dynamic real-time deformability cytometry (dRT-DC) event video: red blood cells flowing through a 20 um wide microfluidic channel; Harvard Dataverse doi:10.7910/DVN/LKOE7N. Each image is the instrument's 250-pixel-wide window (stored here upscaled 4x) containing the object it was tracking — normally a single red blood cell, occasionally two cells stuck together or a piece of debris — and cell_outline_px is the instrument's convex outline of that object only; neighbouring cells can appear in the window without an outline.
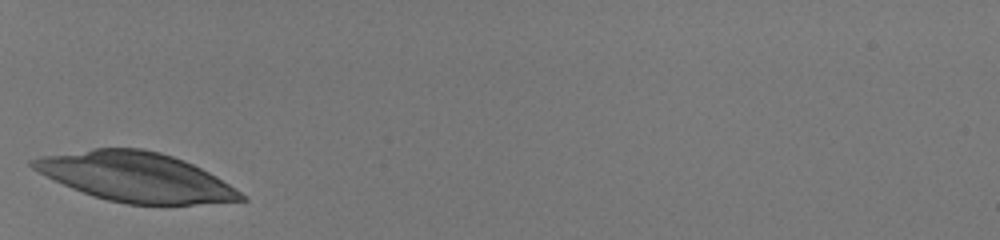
{"species": "human", "species_latin": "Homo sapiens", "temperature_condition": "room temperature", "stored_images_in_passage": 27, "camera_frame_rate_fps": 3000, "um_per_image_px": 0.085, "donor": {"sex": "male"}, "frame": {"image": 1, "passage_image": 1, "time_ms": 0.0, "image_size_px": [1000, 240], "cell_outline_px": [[248, 200], [192, 204], [128, 204], [108, 200], [92, 196], [72, 188], [32, 168], [28, 164], [28, 160], [44, 156], [96, 148], [140, 148], [160, 152], [184, 160], [216, 176], [248, 196]], "centroid_in_image_um": [11.57, 15.04], "position_along_channel_um": 73.4, "area_um2": 59.13}}
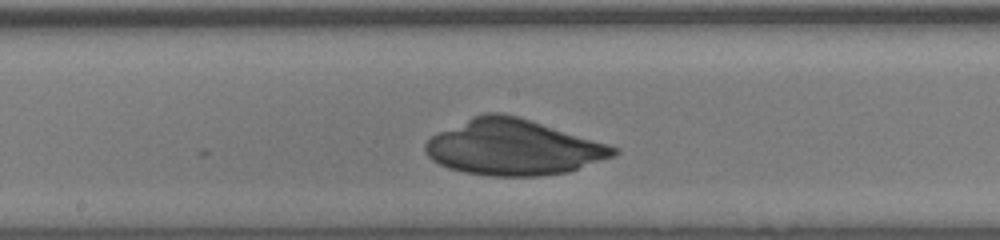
{"frame": {"image": 2, "passage_image": 12, "time_ms": 3.667, "image_size_px": [1000, 240], "cell_outline_px": [[620, 152], [612, 156], [568, 172], [540, 176], [488, 176], [464, 172], [448, 168], [432, 160], [424, 152], [424, 144], [432, 136], [472, 116], [484, 112], [500, 112], [520, 116], [608, 144], [616, 148]], "centroid_in_image_um": [43.6, 12.52], "position_along_channel_um": 204.6, "area_um2": 60.92}}
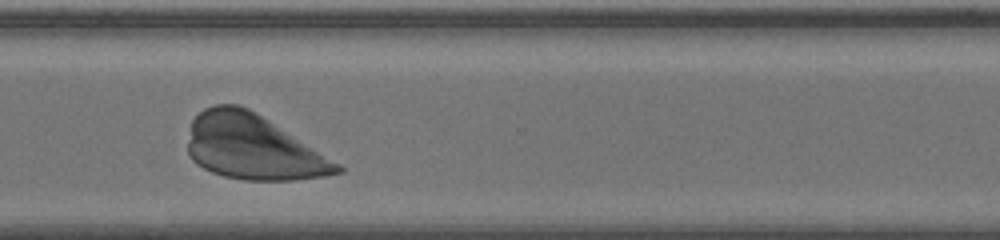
{"frame": {"image": 3, "passage_image": 23, "time_ms": 7.333, "image_size_px": [1000, 240], "cell_outline_px": [[344, 172], [324, 176], [296, 180], [244, 180], [224, 176], [212, 172], [196, 164], [192, 160], [188, 152], [188, 144], [192, 120], [204, 108], [212, 104], [240, 104], [256, 112], [340, 164], [344, 168]], "centroid_in_image_um": [21.48, 12.51], "position_along_channel_um": 349.1, "area_um2": 56.3}}